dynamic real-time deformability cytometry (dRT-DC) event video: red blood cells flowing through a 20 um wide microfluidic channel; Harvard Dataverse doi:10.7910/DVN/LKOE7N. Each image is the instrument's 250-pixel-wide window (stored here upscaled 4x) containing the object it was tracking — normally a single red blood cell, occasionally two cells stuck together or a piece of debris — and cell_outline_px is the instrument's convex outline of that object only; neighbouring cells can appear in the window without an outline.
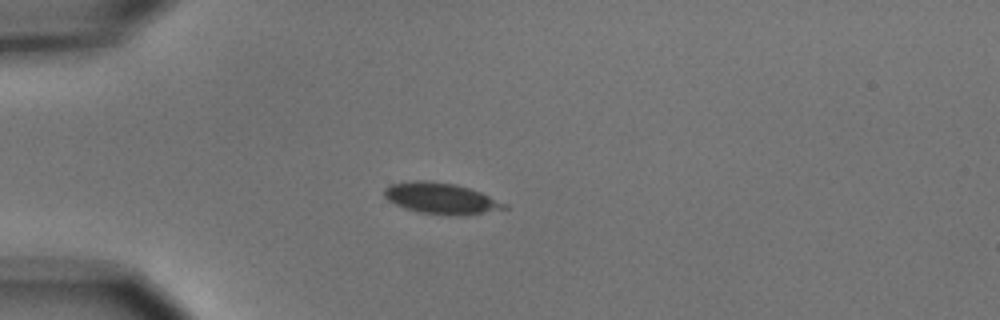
{"species": "common noctule bat (a hibernating species)", "species_latin": "Nyctalus noctula", "temperature_condition": "cold", "stored_images_in_passage": 8, "camera_frame_rate_fps": 3000, "um_per_image_px": 0.085, "animal": {"sex": "male", "body_mass_g": 15.6}, "frame": {"image": 1, "passage_image": 5, "time_ms": 4.667, "image_size_px": [1000, 320], "cell_outline_px": [[508, 208], [460, 216], [416, 212], [404, 208], [388, 200], [384, 196], [384, 188], [392, 184], [416, 180], [424, 180], [452, 184], [468, 188], [480, 192], [508, 204]], "centroid_in_image_um": [37.47, 16.87], "position_along_channel_um": 47.5, "area_um2": 21.5}}